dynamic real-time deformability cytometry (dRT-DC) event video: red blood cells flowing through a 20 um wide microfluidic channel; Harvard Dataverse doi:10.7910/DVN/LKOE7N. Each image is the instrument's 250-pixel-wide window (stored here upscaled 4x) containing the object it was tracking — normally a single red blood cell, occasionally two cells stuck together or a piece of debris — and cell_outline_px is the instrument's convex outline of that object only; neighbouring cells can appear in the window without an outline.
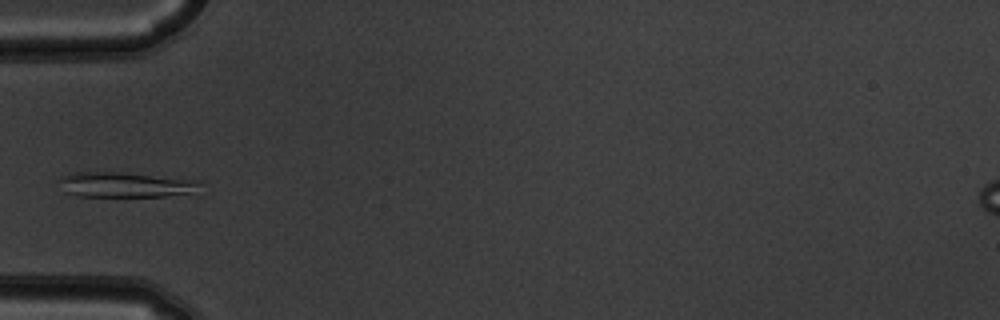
{"species": "common noctule bat (a hibernating species)", "species_latin": "Nyctalus noctula", "temperature_condition": "warm", "stored_images_in_passage": 6, "camera_frame_rate_fps": 3000, "um_per_image_px": 0.085, "animal": {"sex": "male", "body_mass_g": 19.5, "forearm_length_mm": 54.6}, "frame": {"image": 1, "passage_image": 6, "time_ms": 1.667, "image_size_px": [1000, 320], "cell_outline_px": [[200, 196], [80, 196], [64, 192], [60, 180], [60, 176], [68, 172], [120, 172], [200, 180]], "centroid_in_image_um": [10.82, 15.71], "position_along_channel_um": 74.2, "area_um2": 21.33}}